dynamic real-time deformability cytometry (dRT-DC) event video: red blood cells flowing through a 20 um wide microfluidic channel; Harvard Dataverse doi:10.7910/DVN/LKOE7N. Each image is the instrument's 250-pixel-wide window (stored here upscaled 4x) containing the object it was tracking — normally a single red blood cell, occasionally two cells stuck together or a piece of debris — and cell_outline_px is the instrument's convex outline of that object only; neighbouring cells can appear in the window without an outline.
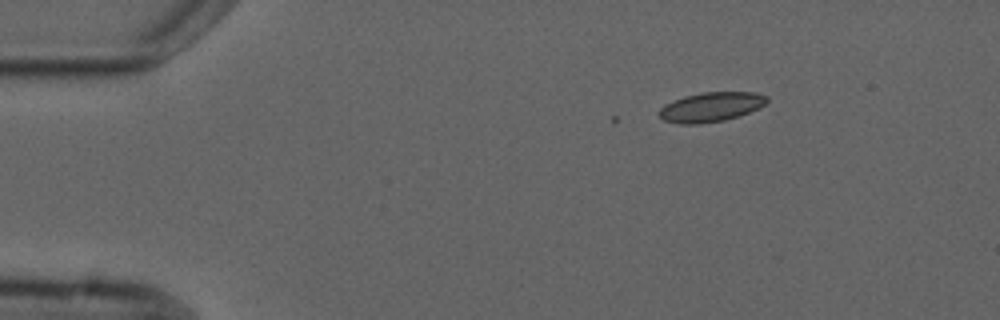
{"species": "common noctule bat (a hibernating species)", "species_latin": "Nyctalus noctula", "temperature_condition": "cold", "stored_images_in_passage": 3, "camera_frame_rate_fps": 3000, "um_per_image_px": 0.085, "animal": {"sex": "male", "forearm_length_mm": 52.5}, "frame": {"image": 1, "passage_image": 1, "time_ms": 0.0, "image_size_px": [1000, 320], "cell_outline_px": [[768, 100], [760, 108], [724, 120], [696, 124], [680, 124], [664, 120], [660, 116], [660, 108], [664, 104], [684, 96], [700, 92], [756, 92], [768, 96]], "centroid_in_image_um": [60.44, 9.08], "position_along_channel_um": 24.6, "area_um2": 18.44}}
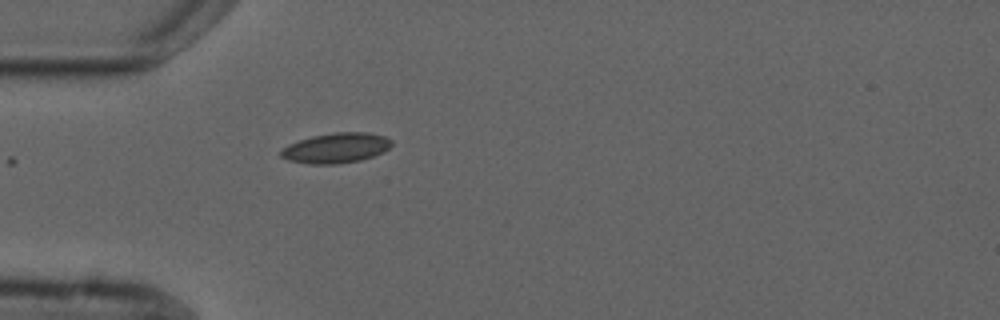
{"frame": {"image": 2, "passage_image": 3, "time_ms": 2.667, "image_size_px": [1000, 320], "cell_outline_px": [[392, 144], [384, 152], [360, 160], [336, 164], [308, 164], [288, 160], [280, 156], [280, 152], [288, 144], [312, 136], [336, 132], [368, 132], [384, 136], [392, 140]], "centroid_in_image_um": [28.57, 12.58], "position_along_channel_um": 56.4, "area_um2": 19.36}}